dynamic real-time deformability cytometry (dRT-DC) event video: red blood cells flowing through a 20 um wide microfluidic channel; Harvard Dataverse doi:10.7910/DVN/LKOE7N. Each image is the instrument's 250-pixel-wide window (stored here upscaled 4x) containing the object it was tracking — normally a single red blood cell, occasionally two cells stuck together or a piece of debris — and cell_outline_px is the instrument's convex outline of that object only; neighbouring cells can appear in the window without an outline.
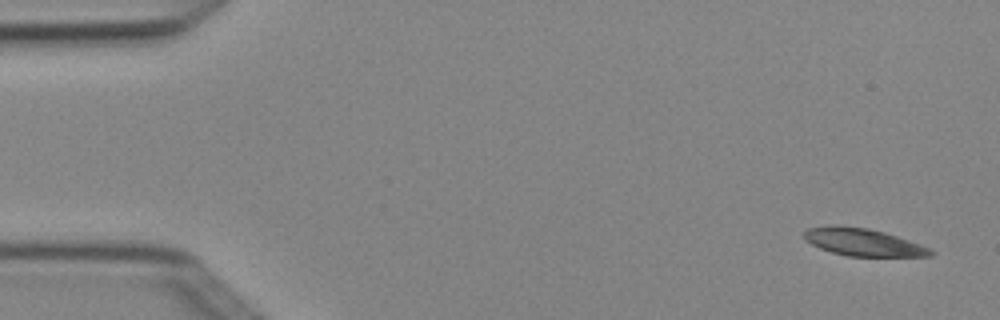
{"species": "Egyptian fruit bat (a non-hibernating species)", "species_latin": "Rousettus aegyptiacus", "temperature_condition": "cold", "stored_images_in_passage": 3, "camera_frame_rate_fps": 3000, "um_per_image_px": 0.085, "animal": {"sex": "female"}, "frame": {"image": 1, "passage_image": 1, "time_ms": 0.0, "image_size_px": [1000, 320], "cell_outline_px": [[936, 252], [932, 256], [848, 256], [832, 252], [820, 248], [804, 240], [804, 232], [808, 228], [828, 224], [840, 224], [868, 228], [884, 232], [932, 248]], "centroid_in_image_um": [73.35, 20.57], "position_along_channel_um": 11.7, "area_um2": 20.46}}